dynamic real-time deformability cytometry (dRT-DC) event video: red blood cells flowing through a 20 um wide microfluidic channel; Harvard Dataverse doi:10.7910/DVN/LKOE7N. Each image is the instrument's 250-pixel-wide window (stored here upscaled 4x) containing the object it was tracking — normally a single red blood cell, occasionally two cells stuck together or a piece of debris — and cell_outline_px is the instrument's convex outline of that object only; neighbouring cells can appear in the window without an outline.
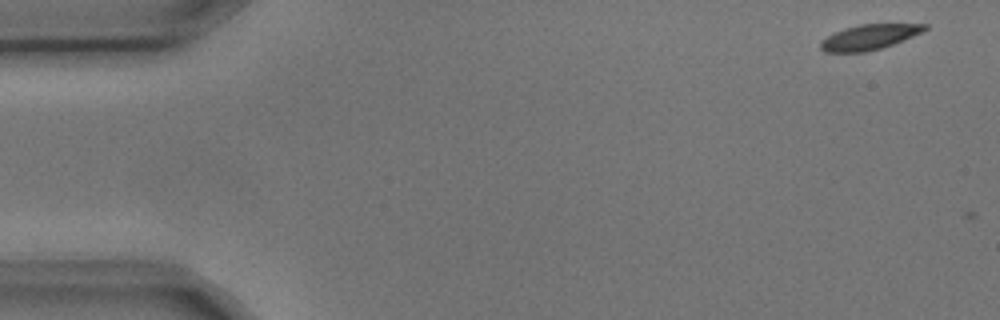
{"species": "common noctule bat (a hibernating species)", "species_latin": "Nyctalus noctula", "temperature_condition": "cold", "stored_images_in_passage": 2, "camera_frame_rate_fps": 3000, "um_per_image_px": 0.085, "animal": {"sex": "male", "body_mass_g": 17.9, "forearm_length_mm": 54.2}, "frame": {"image": 1, "passage_image": 1, "time_ms": 0.0, "image_size_px": [1000, 320], "cell_outline_px": [[928, 28], [904, 40], [880, 48], [864, 52], [824, 52], [820, 48], [820, 44], [828, 36], [844, 28], [860, 24], [928, 24]], "centroid_in_image_um": [73.88, 3.15], "position_along_channel_um": 11.1, "area_um2": 14.97}}